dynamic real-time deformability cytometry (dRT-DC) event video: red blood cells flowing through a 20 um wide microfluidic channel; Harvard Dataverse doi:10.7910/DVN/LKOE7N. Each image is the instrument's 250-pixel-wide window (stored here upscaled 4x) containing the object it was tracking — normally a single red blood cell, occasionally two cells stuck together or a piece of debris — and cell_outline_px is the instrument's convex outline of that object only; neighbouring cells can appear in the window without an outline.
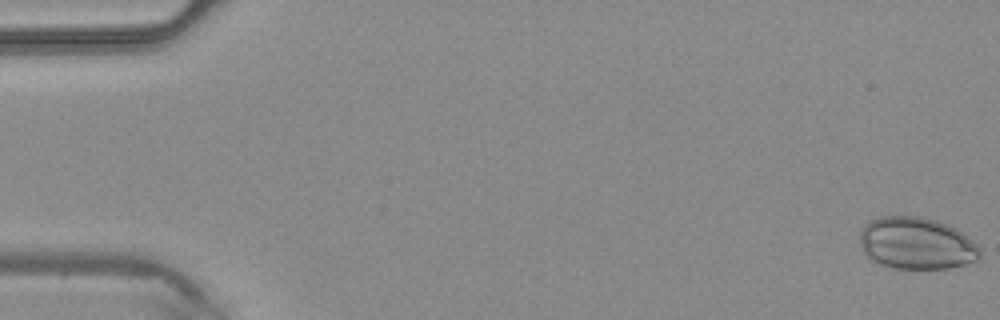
{"species": "common noctule bat (a hibernating species)", "species_latin": "Nyctalus noctula", "temperature_condition": "warm", "stored_images_in_passage": 46, "camera_frame_rate_fps": 3000, "um_per_image_px": 0.085, "animal": {"sex": "male", "body_mass_g": 20.4}, "frame": {"image": 1, "passage_image": 1, "time_ms": 0.0, "image_size_px": [1000, 320], "cell_outline_px": [[980, 256], [976, 260], [964, 264], [948, 268], [892, 268], [880, 264], [872, 260], [864, 252], [860, 244], [860, 228], [868, 220], [880, 216], [920, 216], [936, 220], [948, 224], [964, 232], [980, 248]], "centroid_in_image_um": [77.88, 20.66], "position_along_channel_um": 7.1, "area_um2": 36.7}}
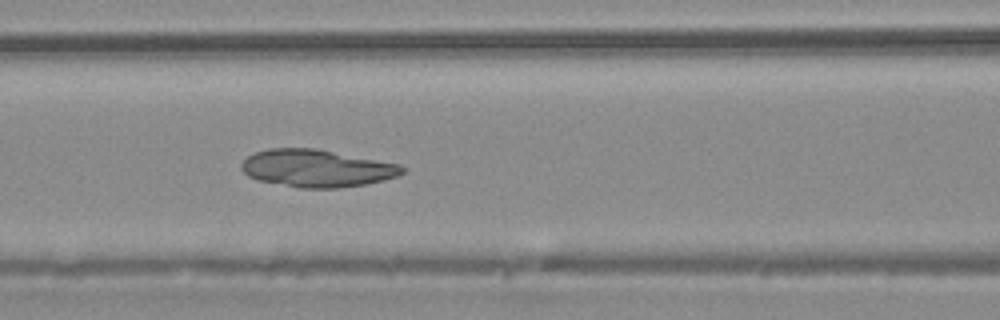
{"frame": {"image": 2, "passage_image": 20, "time_ms": 6.333, "image_size_px": [1000, 320], "cell_outline_px": [[408, 168], [404, 172], [396, 176], [384, 180], [368, 184], [336, 188], [300, 188], [256, 180], [248, 176], [240, 168], [240, 164], [248, 156], [256, 152], [268, 148], [316, 148], [400, 164]], "centroid_in_image_um": [26.93, 14.3], "position_along_channel_um": 139.7, "area_um2": 35.32}}
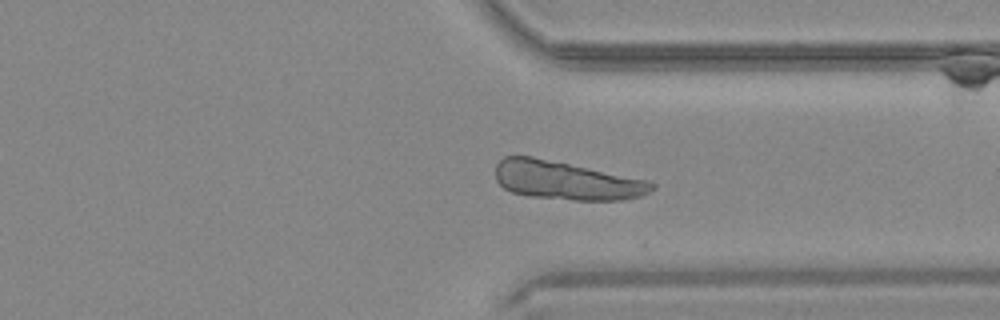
{"frame": {"image": 3, "passage_image": 35, "time_ms": 11.333, "image_size_px": [1000, 320], "cell_outline_px": [[656, 188], [640, 196], [624, 200], [572, 200], [528, 196], [512, 192], [504, 188], [496, 180], [496, 164], [504, 156], [532, 156], [648, 180], [656, 184]], "centroid_in_image_um": [48.13, 15.35], "position_along_channel_um": 363.3, "area_um2": 35.08}}